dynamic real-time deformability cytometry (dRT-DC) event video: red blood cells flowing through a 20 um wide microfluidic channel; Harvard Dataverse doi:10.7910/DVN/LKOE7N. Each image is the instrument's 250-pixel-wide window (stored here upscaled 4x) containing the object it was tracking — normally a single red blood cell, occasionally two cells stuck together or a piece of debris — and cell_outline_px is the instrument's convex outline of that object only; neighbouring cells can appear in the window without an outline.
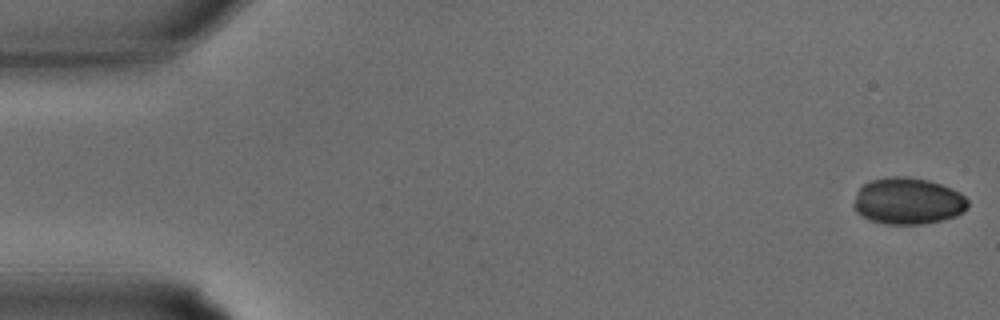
{"species": "common noctule bat (a hibernating species)", "species_latin": "Nyctalus noctula", "temperature_condition": "warm", "stored_images_in_passage": 33, "camera_frame_rate_fps": 3000, "um_per_image_px": 0.085, "animal": {"sex": "male", "body_mass_g": 15.6}, "frame": {"image": 1, "passage_image": 1, "time_ms": 0.0, "image_size_px": [1000, 320], "cell_outline_px": [[968, 208], [964, 212], [956, 216], [924, 224], [884, 224], [868, 220], [856, 212], [852, 204], [856, 192], [868, 180], [892, 176], [908, 176], [928, 180], [952, 188], [960, 192], [968, 200]], "centroid_in_image_um": [77.15, 17.09], "position_along_channel_um": 7.8, "area_um2": 31.44}}
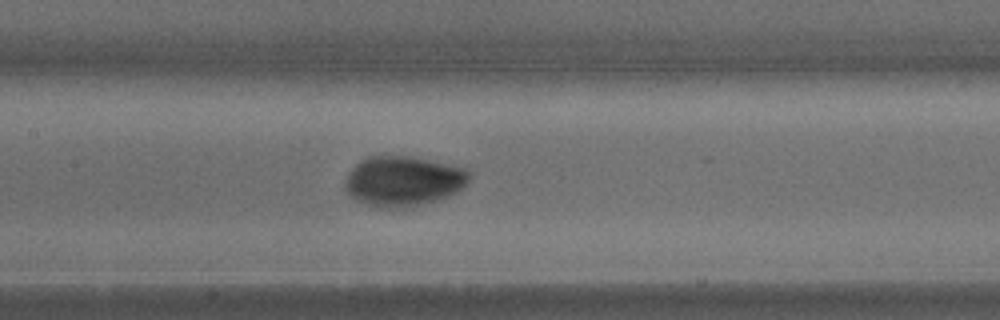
{"frame": {"image": 2, "passage_image": 16, "time_ms": 5.0, "image_size_px": [1000, 320], "cell_outline_px": [[472, 176], [456, 192], [448, 196], [436, 200], [420, 204], [396, 208], [380, 208], [364, 204], [356, 200], [344, 188], [344, 180], [348, 172], [360, 160], [368, 156], [408, 156], [468, 168]], "centroid_in_image_um": [34.24, 15.38], "position_along_channel_um": 173.2, "area_um2": 36.18}}
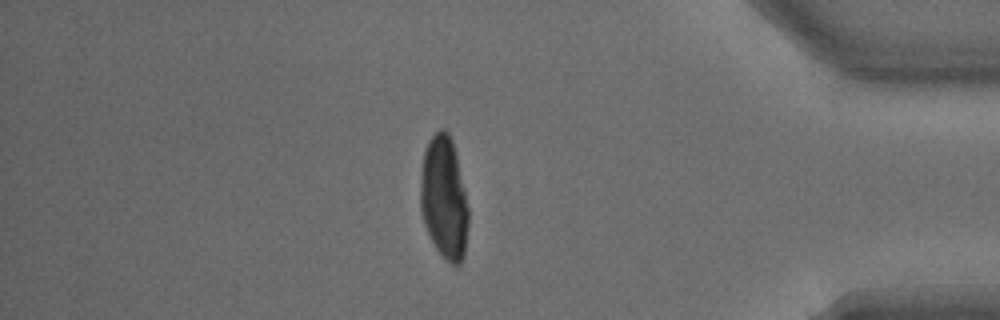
{"frame": {"image": 3, "passage_image": 29, "time_ms": 9.333, "image_size_px": [1000, 320], "cell_outline_px": [[468, 224], [464, 256], [460, 264], [452, 264], [436, 248], [424, 224], [420, 208], [420, 176], [424, 152], [428, 140], [440, 128], [444, 128], [448, 132], [452, 140], [464, 188], [468, 208]], "centroid_in_image_um": [37.73, 16.8], "position_along_channel_um": 397.5, "area_um2": 34.1}}